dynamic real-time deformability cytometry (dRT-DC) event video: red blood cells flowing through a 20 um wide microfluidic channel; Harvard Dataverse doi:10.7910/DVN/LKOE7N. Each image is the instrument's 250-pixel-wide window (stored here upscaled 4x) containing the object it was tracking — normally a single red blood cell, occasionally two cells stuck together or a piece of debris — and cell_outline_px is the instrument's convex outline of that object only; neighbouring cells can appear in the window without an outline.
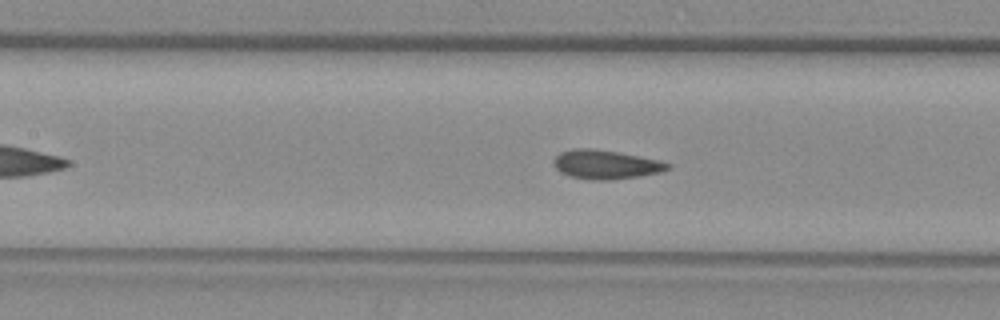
{"species": "common noctule bat (a hibernating species)", "species_latin": "Nyctalus noctula", "temperature_condition": "warm", "stored_images_in_passage": 42, "camera_frame_rate_fps": 3000, "um_per_image_px": 0.085, "animal": {"sex": "female", "body_mass_g": 29.2, "forearm_length_mm": 56.3}, "frame": {"image": 1, "passage_image": 10, "time_ms": 3.0, "image_size_px": [1000, 320], "cell_outline_px": [[672, 168], [660, 172], [640, 176], [608, 180], [592, 180], [568, 176], [560, 172], [552, 164], [552, 160], [560, 152], [576, 148], [592, 148], [616, 152], [660, 160], [672, 164]], "centroid_in_image_um": [51.48, 13.99], "position_along_channel_um": 155.9, "area_um2": 19.36}}
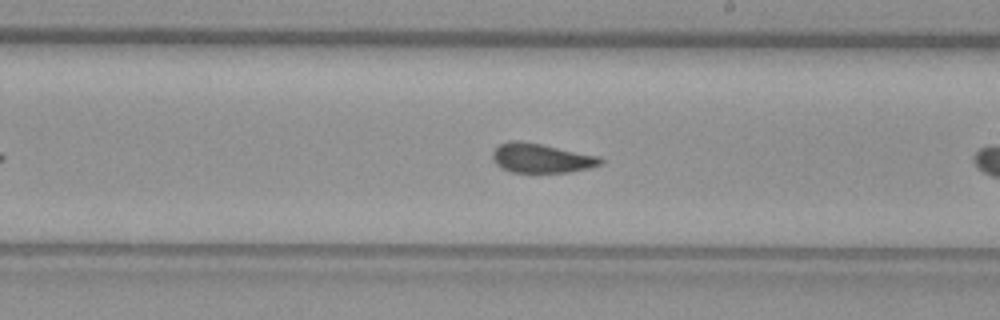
{"frame": {"image": 2, "passage_image": 17, "time_ms": 5.333, "image_size_px": [1000, 320], "cell_outline_px": [[604, 164], [588, 168], [568, 172], [512, 172], [500, 168], [492, 160], [492, 152], [500, 144], [508, 140], [520, 140], [600, 156], [604, 160]], "centroid_in_image_um": [46.0, 13.44], "position_along_channel_um": 243.0, "area_um2": 18.55}}
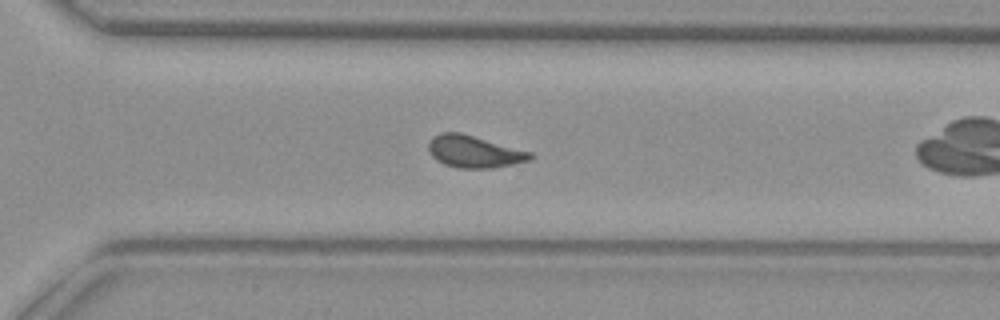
{"frame": {"image": 3, "passage_image": 24, "time_ms": 7.667, "image_size_px": [1000, 320], "cell_outline_px": [[536, 156], [528, 160], [512, 164], [492, 168], [460, 168], [444, 164], [436, 160], [428, 152], [428, 144], [432, 136], [440, 132], [460, 132], [532, 152]], "centroid_in_image_um": [40.27, 12.88], "position_along_channel_um": 330.3, "area_um2": 19.07}, "authors_computed_cell_mechanics": {"area_um2": 18.7561, "velocity_mm_per_s": 3.7382, "shape_relaxation_time_tau1_ms": 7.7155, "shape_relaxation_time_tau2_ms": null, "deformation_change_tau1": 0.1392, "deformation_change_tau2": null}}